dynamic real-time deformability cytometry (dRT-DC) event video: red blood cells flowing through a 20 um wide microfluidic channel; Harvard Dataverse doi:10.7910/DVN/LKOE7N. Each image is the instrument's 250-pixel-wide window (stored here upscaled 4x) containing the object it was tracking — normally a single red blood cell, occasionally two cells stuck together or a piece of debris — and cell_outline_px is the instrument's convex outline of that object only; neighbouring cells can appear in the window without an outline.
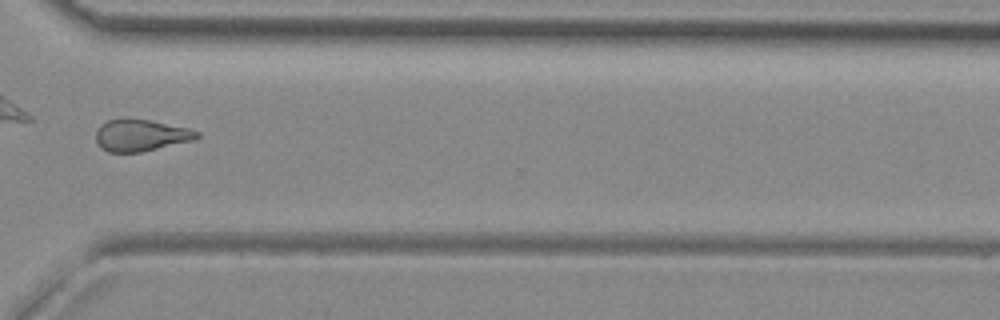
{"species": "common noctule bat (a hibernating species)", "species_latin": "Nyctalus noctula", "temperature_condition": "room temperature", "stored_images_in_passage": 36, "camera_frame_rate_fps": 3000, "um_per_image_px": 0.085, "animal": {"sex": "female", "body_mass_g": 29.2, "forearm_length_mm": 56.3}, "frame": {"image": 1, "passage_image": 26, "time_ms": 8.333, "image_size_px": [1000, 320], "cell_outline_px": [[200, 136], [196, 140], [140, 152], [108, 152], [100, 148], [96, 144], [96, 128], [100, 124], [108, 120], [124, 116], [128, 116], [188, 128], [200, 132]], "centroid_in_image_um": [11.93, 11.48], "position_along_channel_um": 358.7, "area_um2": 19.25}}